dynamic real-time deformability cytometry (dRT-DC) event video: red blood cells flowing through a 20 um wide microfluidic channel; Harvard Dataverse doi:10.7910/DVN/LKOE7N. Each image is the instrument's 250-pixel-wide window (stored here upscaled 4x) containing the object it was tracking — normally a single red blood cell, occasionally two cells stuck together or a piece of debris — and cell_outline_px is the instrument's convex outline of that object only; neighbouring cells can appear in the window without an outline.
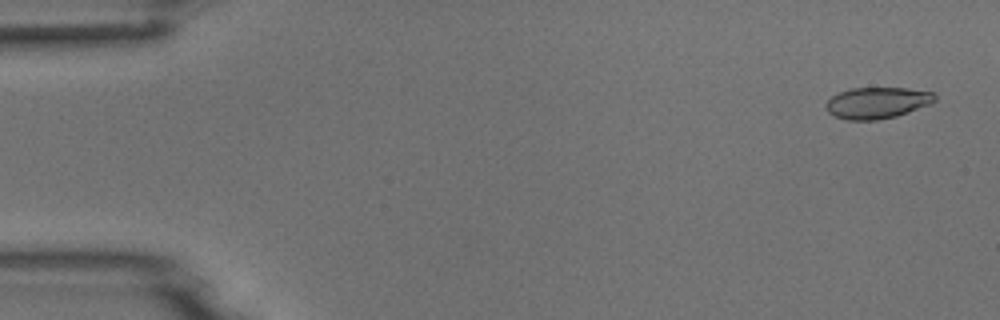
{"species": "common noctule bat (a hibernating species)", "species_latin": "Nyctalus noctula", "temperature_condition": "room temperature", "stored_images_in_passage": 7, "camera_frame_rate_fps": 3000, "um_per_image_px": 0.085, "animal": {"sex": "male", "body_mass_g": 18.8}, "frame": {"image": 1, "passage_image": 1, "time_ms": 0.0, "image_size_px": [1000, 320], "cell_outline_px": [[936, 100], [928, 104], [908, 112], [896, 116], [876, 120], [848, 120], [836, 116], [828, 112], [824, 104], [832, 96], [840, 92], [852, 88], [908, 88], [936, 92]], "centroid_in_image_um": [74.56, 8.73], "position_along_channel_um": 10.4, "area_um2": 19.83}}
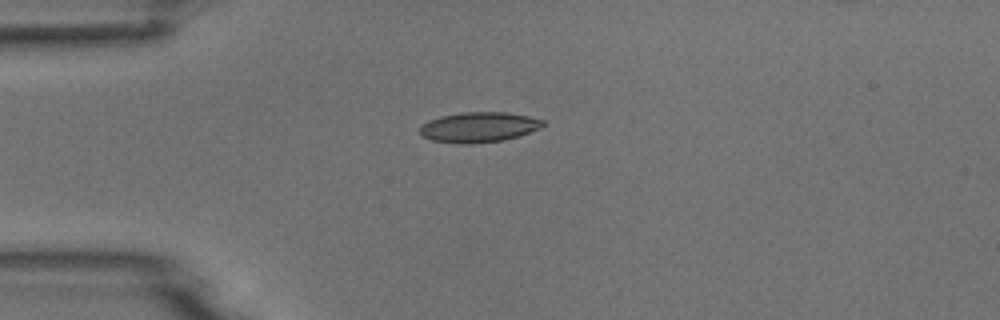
{"frame": {"image": 2, "passage_image": 4, "time_ms": 3.667, "image_size_px": [1000, 320], "cell_outline_px": [[544, 124], [540, 128], [504, 140], [472, 144], [460, 144], [432, 140], [424, 136], [420, 132], [420, 128], [428, 120], [440, 116], [460, 112], [504, 112], [528, 116], [544, 120]], "centroid_in_image_um": [40.68, 10.8], "position_along_channel_um": 44.3, "area_um2": 21.5}}
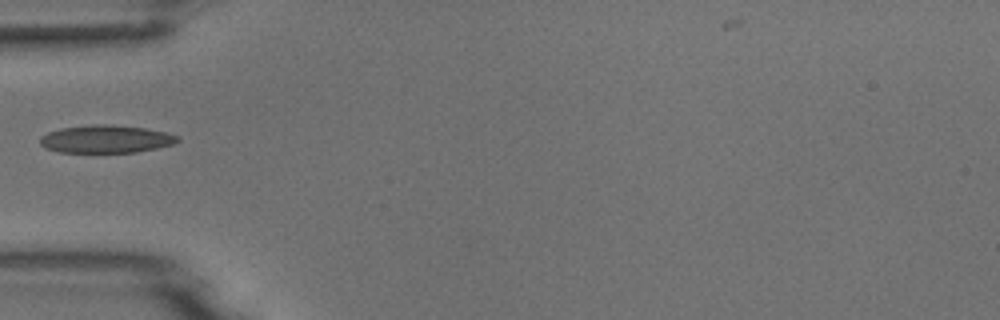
{"frame": {"image": 3, "passage_image": 5, "time_ms": 5.0, "image_size_px": [1000, 320], "cell_outline_px": [[180, 140], [172, 144], [156, 148], [136, 152], [60, 152], [44, 148], [40, 144], [40, 136], [48, 132], [60, 128], [92, 124], [104, 124], [144, 128], [164, 132], [180, 136]], "centroid_in_image_um": [8.97, 11.82], "position_along_channel_um": 76.0, "area_um2": 22.2}}